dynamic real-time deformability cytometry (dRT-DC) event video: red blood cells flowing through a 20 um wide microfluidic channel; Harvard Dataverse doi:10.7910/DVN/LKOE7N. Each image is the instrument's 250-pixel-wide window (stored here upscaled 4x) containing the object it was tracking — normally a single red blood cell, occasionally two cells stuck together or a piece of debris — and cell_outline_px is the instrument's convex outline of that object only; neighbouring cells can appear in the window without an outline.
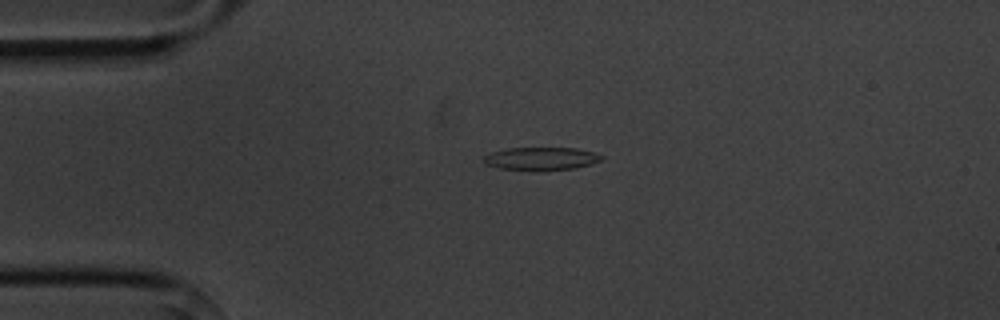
{"species": "common noctule bat (a hibernating species)", "species_latin": "Nyctalus noctula", "temperature_condition": "cold", "stored_images_in_passage": 2, "camera_frame_rate_fps": 3000, "um_per_image_px": 0.085, "animal": {"sex": "male", "body_mass_g": 20.1, "forearm_length_mm": 53.5}, "frame": {"image": 1, "passage_image": 1, "time_ms": 0.0, "image_size_px": [1000, 320], "cell_outline_px": [[604, 160], [572, 168], [536, 172], [500, 168], [484, 164], [484, 156], [492, 152], [508, 148], [576, 148], [596, 152], [604, 156]], "centroid_in_image_um": [46.01, 13.5], "position_along_channel_um": 39.0, "area_um2": 16.01}}